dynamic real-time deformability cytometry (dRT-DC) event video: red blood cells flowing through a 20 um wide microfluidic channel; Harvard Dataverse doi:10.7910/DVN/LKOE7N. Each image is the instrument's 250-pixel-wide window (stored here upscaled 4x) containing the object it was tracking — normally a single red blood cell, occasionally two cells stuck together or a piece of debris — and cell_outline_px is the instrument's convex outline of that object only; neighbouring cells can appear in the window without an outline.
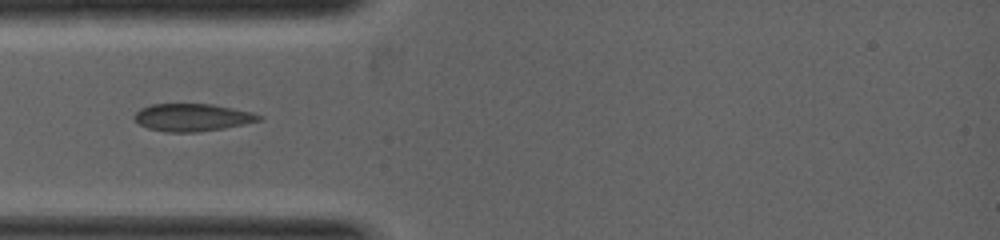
{"species": "common noctule bat (a hibernating species)", "species_latin": "Nyctalus noctula", "temperature_condition": "warm", "stored_images_in_passage": 4, "camera_frame_rate_fps": 5000, "um_per_image_px": 0.085, "animal": {"sex": "female", "body_mass_g": 19.0, "forearm_length_mm": 53.3}, "frame": {"image": 1, "passage_image": 1, "time_ms": 0.0, "image_size_px": [1000, 240], "cell_outline_px": [[264, 120], [224, 128], [196, 132], [164, 132], [148, 128], [140, 124], [132, 116], [140, 108], [152, 104], [212, 104], [252, 112], [264, 116]], "centroid_in_image_um": [16.37, 9.98], "position_along_channel_um": 68.6, "area_um2": 20.06}}
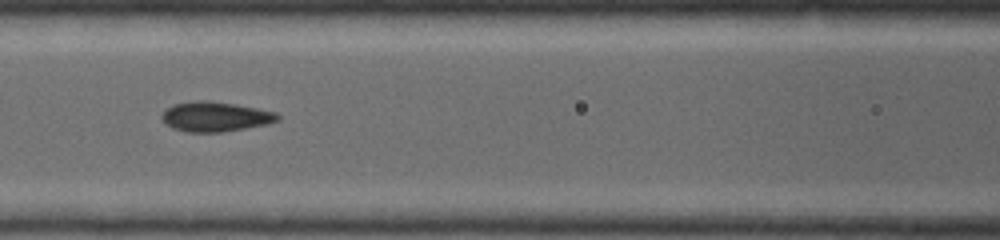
{"frame": {"image": 2, "passage_image": 3, "time_ms": 1.0, "image_size_px": [1000, 240], "cell_outline_px": [[280, 120], [264, 124], [244, 128], [220, 132], [188, 132], [172, 128], [160, 116], [172, 104], [192, 100], [208, 100], [236, 104], [276, 112], [280, 116]], "centroid_in_image_um": [18.29, 9.9], "position_along_channel_um": 148.3, "area_um2": 20.0}}
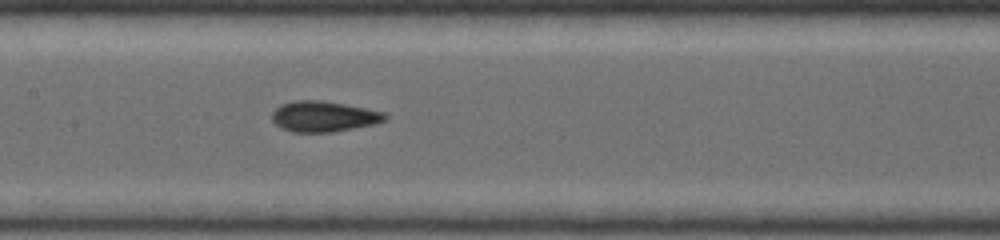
{"frame": {"image": 3, "passage_image": 4, "time_ms": 1.4, "image_size_px": [1000, 240], "cell_outline_px": [[388, 120], [372, 124], [352, 128], [328, 132], [296, 132], [284, 128], [276, 124], [272, 120], [272, 112], [280, 104], [296, 100], [320, 100], [368, 108], [384, 112], [388, 116]], "centroid_in_image_um": [27.53, 9.88], "position_along_channel_um": 179.9, "area_um2": 20.0}}